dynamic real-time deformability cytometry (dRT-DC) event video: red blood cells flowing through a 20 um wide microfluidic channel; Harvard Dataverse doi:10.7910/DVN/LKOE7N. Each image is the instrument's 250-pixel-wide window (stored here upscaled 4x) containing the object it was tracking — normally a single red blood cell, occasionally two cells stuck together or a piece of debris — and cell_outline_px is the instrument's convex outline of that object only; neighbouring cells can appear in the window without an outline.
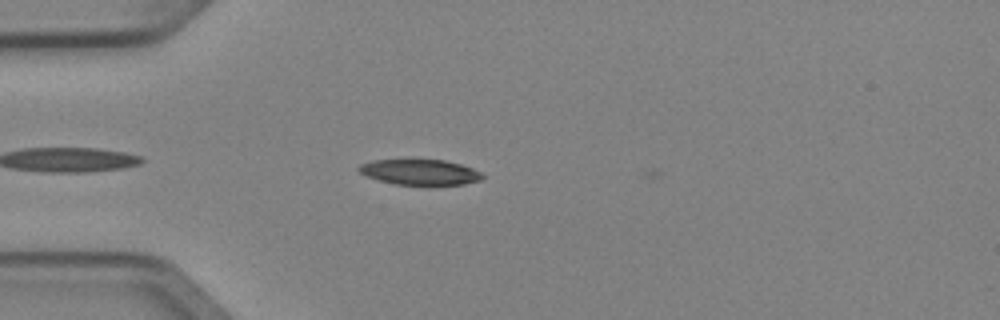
{"species": "Egyptian fruit bat (a non-hibernating species)", "species_latin": "Rousettus aegyptiacus", "temperature_condition": "cold", "stored_images_in_passage": 3, "camera_frame_rate_fps": 3000, "um_per_image_px": 0.085, "animal": {"sex": "female"}, "frame": {"image": 1, "passage_image": 3, "time_ms": 0.667, "image_size_px": [1000, 320], "cell_outline_px": [[484, 176], [480, 180], [464, 184], [428, 188], [396, 184], [380, 180], [368, 176], [360, 172], [356, 168], [360, 164], [372, 160], [444, 160], [460, 164], [472, 168], [480, 172]], "centroid_in_image_um": [35.73, 14.68], "position_along_channel_um": 49.3, "area_um2": 18.96}}